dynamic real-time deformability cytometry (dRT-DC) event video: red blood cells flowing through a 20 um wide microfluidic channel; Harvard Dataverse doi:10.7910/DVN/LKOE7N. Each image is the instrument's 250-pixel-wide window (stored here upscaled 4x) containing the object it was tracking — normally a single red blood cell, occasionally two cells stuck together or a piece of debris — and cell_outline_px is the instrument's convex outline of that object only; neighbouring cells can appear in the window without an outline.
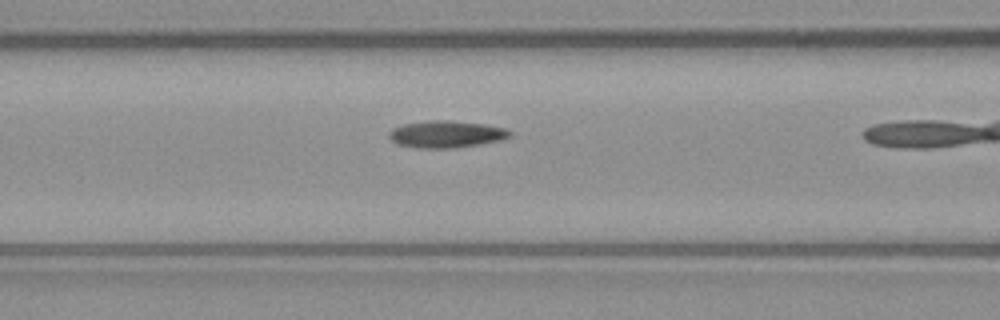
{"species": "common noctule bat (a hibernating species)", "species_latin": "Nyctalus noctula", "temperature_condition": "warm", "stored_images_in_passage": 34, "camera_frame_rate_fps": 3000, "um_per_image_px": 0.085, "animal": {"sex": "male", "body_mass_g": 23.1, "forearm_length_mm": 52.7}, "frame": {"image": 1, "passage_image": 15, "time_ms": 4.667, "image_size_px": [1000, 320], "cell_outline_px": [[512, 136], [500, 140], [480, 144], [456, 148], [416, 148], [400, 144], [392, 140], [388, 136], [388, 132], [392, 128], [404, 124], [432, 120], [444, 120], [484, 124], [508, 128], [512, 132]], "centroid_in_image_um": [37.96, 11.41], "position_along_channel_um": 128.6, "area_um2": 19.02}}
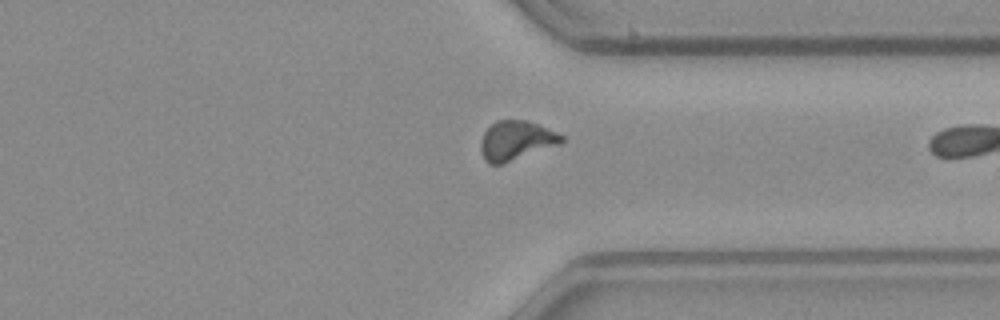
{"frame": {"image": 2, "passage_image": 32, "time_ms": 10.333, "image_size_px": [1000, 320], "cell_outline_px": [[564, 140], [560, 144], [504, 164], [488, 164], [484, 160], [480, 148], [480, 144], [484, 132], [496, 120], [524, 120], [536, 124], [556, 132], [564, 136]], "centroid_in_image_um": [43.85, 11.96], "position_along_channel_um": 367.6, "area_um2": 18.5}}